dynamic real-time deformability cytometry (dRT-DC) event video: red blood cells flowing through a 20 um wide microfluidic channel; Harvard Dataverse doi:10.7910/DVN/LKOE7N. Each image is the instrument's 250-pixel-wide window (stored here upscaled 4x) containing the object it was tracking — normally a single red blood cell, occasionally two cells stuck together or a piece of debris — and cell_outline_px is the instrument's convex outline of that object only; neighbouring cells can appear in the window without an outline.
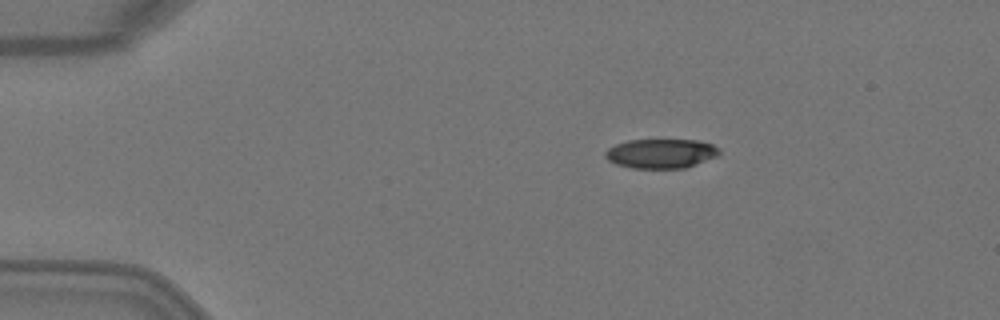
{"species": "Egyptian fruit bat (a non-hibernating species)", "species_latin": "Rousettus aegyptiacus", "temperature_condition": "warm", "stored_images_in_passage": 5, "camera_frame_rate_fps": 3000, "um_per_image_px": 0.085, "animal": {"sex": "female"}, "frame": {"image": 1, "passage_image": 2, "time_ms": 0.333, "image_size_px": [1000, 320], "cell_outline_px": [[720, 152], [716, 156], [684, 168], [632, 168], [616, 164], [608, 160], [604, 156], [604, 152], [608, 148], [616, 144], [628, 140], [696, 140], [712, 144], [720, 148]], "centroid_in_image_um": [56.15, 13.04], "position_along_channel_um": 28.9, "area_um2": 19.42}}
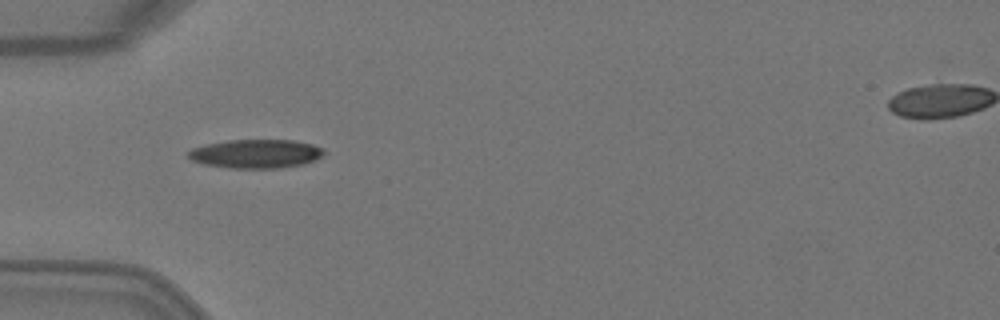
{"frame": {"image": 2, "passage_image": 4, "time_ms": 1.0, "image_size_px": [1000, 320], "cell_outline_px": [[324, 152], [320, 156], [304, 164], [280, 168], [232, 168], [204, 164], [192, 160], [188, 156], [188, 152], [192, 148], [208, 144], [228, 140], [292, 140], [312, 144], [324, 148]], "centroid_in_image_um": [21.75, 13.07], "position_along_channel_um": 63.3, "area_um2": 22.54}}